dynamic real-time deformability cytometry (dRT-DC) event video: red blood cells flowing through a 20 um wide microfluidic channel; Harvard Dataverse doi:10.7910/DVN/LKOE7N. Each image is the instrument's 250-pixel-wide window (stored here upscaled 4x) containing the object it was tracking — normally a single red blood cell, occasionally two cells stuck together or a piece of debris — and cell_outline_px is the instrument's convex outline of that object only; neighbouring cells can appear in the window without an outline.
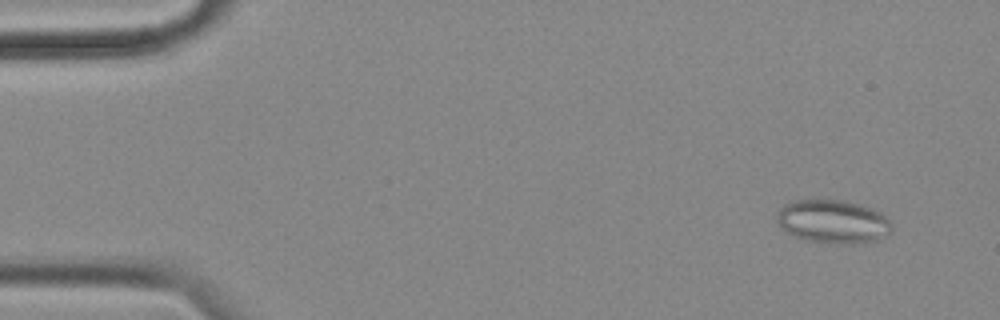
{"species": "common noctule bat (a hibernating species)", "species_latin": "Nyctalus noctula", "temperature_condition": "cold", "stored_images_in_passage": 57, "camera_frame_rate_fps": 3000, "um_per_image_px": 0.085, "animal": {"sex": "female", "body_mass_g": 18.4}, "frame": {"image": 1, "passage_image": 4, "time_ms": 1.0, "image_size_px": [1000, 320], "cell_outline_px": [[892, 232], [876, 240], [852, 244], [848, 244], [808, 240], [784, 232], [780, 228], [776, 220], [776, 212], [784, 204], [792, 200], [844, 200], [860, 204], [872, 208], [880, 212], [892, 224]], "centroid_in_image_um": [70.77, 18.82], "position_along_channel_um": 14.2, "area_um2": 29.19}}
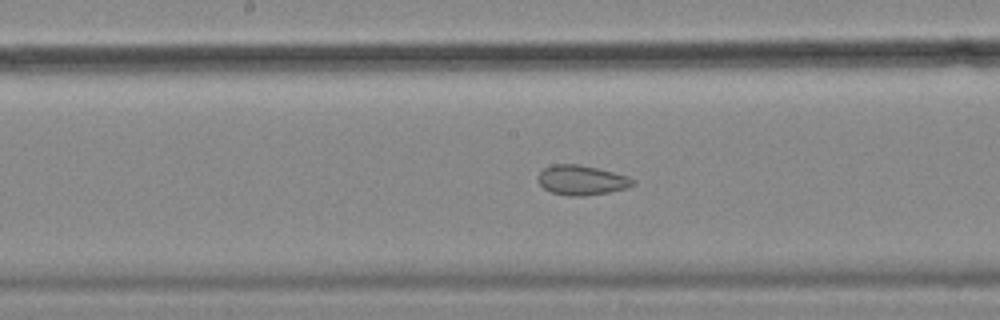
{"frame": {"image": 2, "passage_image": 29, "time_ms": 9.333, "image_size_px": [1000, 320], "cell_outline_px": [[636, 184], [628, 188], [608, 192], [584, 196], [568, 196], [552, 192], [544, 188], [540, 184], [536, 176], [544, 168], [552, 164], [580, 164], [628, 176], [636, 180]], "centroid_in_image_um": [49.45, 15.31], "position_along_channel_um": 198.8, "area_um2": 16.53}}
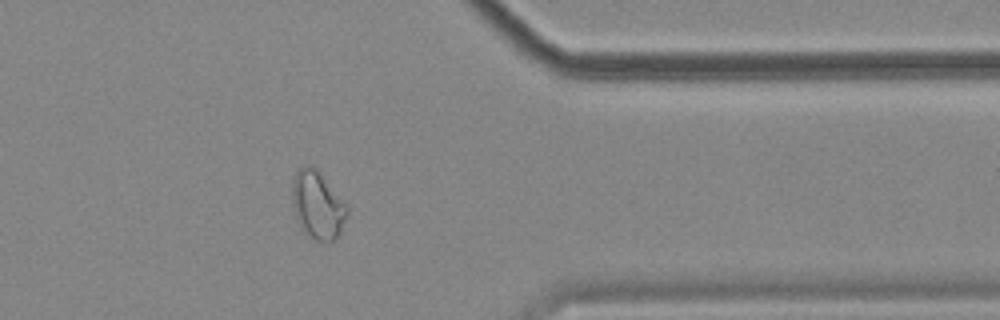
{"frame": {"image": 3, "passage_image": 46, "time_ms": 15.0, "image_size_px": [1000, 320], "cell_outline_px": [[348, 216], [336, 240], [316, 240], [304, 232], [300, 228], [292, 204], [292, 180], [296, 172], [304, 164], [312, 164], [316, 168], [348, 208]], "centroid_in_image_um": [26.97, 17.42], "position_along_channel_um": 384.4, "area_um2": 21.5}, "authors_computed_cell_mechanics": {"area_um2": 22.1952, "velocity_mm_per_s": 3.4982, "shape_relaxation_time_tau1_ms": null, "shape_relaxation_time_tau2_ms": 1.9499, "deformation_change_tau1": null, "deformation_change_tau2": 0.0767}}